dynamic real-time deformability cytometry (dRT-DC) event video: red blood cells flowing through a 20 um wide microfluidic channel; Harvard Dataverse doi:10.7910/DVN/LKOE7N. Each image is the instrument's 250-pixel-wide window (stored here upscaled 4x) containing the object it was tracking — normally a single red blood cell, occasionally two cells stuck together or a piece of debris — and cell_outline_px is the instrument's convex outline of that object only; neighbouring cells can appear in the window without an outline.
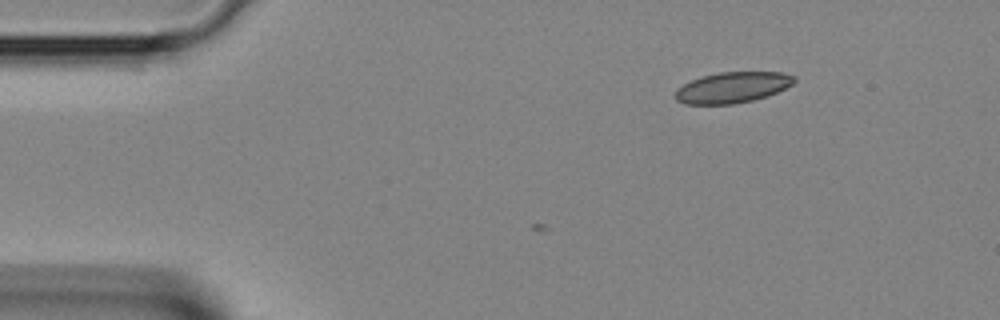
{"species": "Egyptian fruit bat (a non-hibernating species)", "species_latin": "Rousettus aegyptiacus", "temperature_condition": "room temperature", "stored_images_in_passage": 2, "camera_frame_rate_fps": 3000, "um_per_image_px": 0.085, "animal": {"sex": "female"}, "frame": {"image": 1, "passage_image": 2, "time_ms": 0.333, "image_size_px": [1000, 320], "cell_outline_px": [[796, 80], [792, 84], [768, 96], [752, 100], [732, 104], [684, 104], [676, 100], [676, 88], [692, 80], [704, 76], [720, 72], [780, 72], [796, 76]], "centroid_in_image_um": [62.26, 7.43], "position_along_channel_um": 22.7, "area_um2": 21.21}}